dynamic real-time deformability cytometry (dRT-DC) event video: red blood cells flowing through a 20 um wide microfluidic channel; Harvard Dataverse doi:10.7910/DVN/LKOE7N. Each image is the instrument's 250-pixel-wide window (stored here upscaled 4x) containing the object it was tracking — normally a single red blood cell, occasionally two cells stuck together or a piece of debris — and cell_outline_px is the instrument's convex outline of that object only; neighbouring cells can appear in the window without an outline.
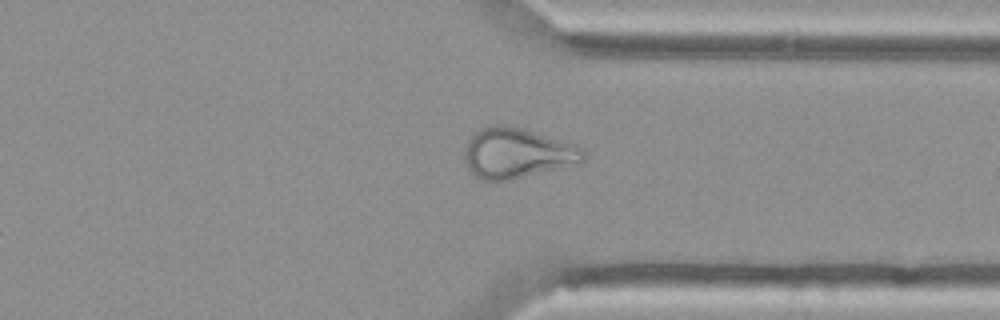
{"species": "Egyptian fruit bat (a non-hibernating species)", "species_latin": "Rousettus aegyptiacus", "temperature_condition": "cold", "stored_images_in_passage": 48, "camera_frame_rate_fps": 3000, "um_per_image_px": 0.085, "animal": {"sex": "female"}, "frame": {"image": 1, "passage_image": 35, "time_ms": 11.333, "image_size_px": [1000, 320], "cell_outline_px": [[584, 160], [512, 180], [484, 180], [476, 176], [468, 168], [464, 160], [464, 148], [468, 140], [476, 132], [484, 128], [496, 124], [500, 124], [520, 128], [576, 144], [584, 152]], "centroid_in_image_um": [43.89, 13.01], "position_along_channel_um": 367.5, "area_um2": 33.99}}